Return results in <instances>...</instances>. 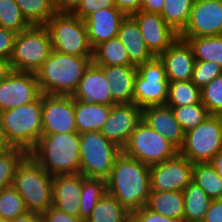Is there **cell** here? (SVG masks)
I'll return each instance as SVG.
<instances>
[{"label":"cell","instance_id":"cell-4","mask_svg":"<svg viewBox=\"0 0 222 222\" xmlns=\"http://www.w3.org/2000/svg\"><path fill=\"white\" fill-rule=\"evenodd\" d=\"M0 123L11 146L29 153L42 136V94L31 103L0 112Z\"/></svg>","mask_w":222,"mask_h":222},{"label":"cell","instance_id":"cell-6","mask_svg":"<svg viewBox=\"0 0 222 222\" xmlns=\"http://www.w3.org/2000/svg\"><path fill=\"white\" fill-rule=\"evenodd\" d=\"M79 173L86 178L107 179L122 149L100 131L80 134Z\"/></svg>","mask_w":222,"mask_h":222},{"label":"cell","instance_id":"cell-23","mask_svg":"<svg viewBox=\"0 0 222 222\" xmlns=\"http://www.w3.org/2000/svg\"><path fill=\"white\" fill-rule=\"evenodd\" d=\"M108 80L112 99L116 104L133 103L135 65L99 66Z\"/></svg>","mask_w":222,"mask_h":222},{"label":"cell","instance_id":"cell-9","mask_svg":"<svg viewBox=\"0 0 222 222\" xmlns=\"http://www.w3.org/2000/svg\"><path fill=\"white\" fill-rule=\"evenodd\" d=\"M179 150L166 138L141 120L130 135L122 153L151 166L174 157Z\"/></svg>","mask_w":222,"mask_h":222},{"label":"cell","instance_id":"cell-21","mask_svg":"<svg viewBox=\"0 0 222 222\" xmlns=\"http://www.w3.org/2000/svg\"><path fill=\"white\" fill-rule=\"evenodd\" d=\"M142 120L170 141L178 150L182 147L185 133L171 107L165 104L143 108Z\"/></svg>","mask_w":222,"mask_h":222},{"label":"cell","instance_id":"cell-32","mask_svg":"<svg viewBox=\"0 0 222 222\" xmlns=\"http://www.w3.org/2000/svg\"><path fill=\"white\" fill-rule=\"evenodd\" d=\"M192 182L201 187L212 200L222 198V178L209 162L193 164Z\"/></svg>","mask_w":222,"mask_h":222},{"label":"cell","instance_id":"cell-26","mask_svg":"<svg viewBox=\"0 0 222 222\" xmlns=\"http://www.w3.org/2000/svg\"><path fill=\"white\" fill-rule=\"evenodd\" d=\"M146 207L155 213L184 222V197L181 191H151Z\"/></svg>","mask_w":222,"mask_h":222},{"label":"cell","instance_id":"cell-18","mask_svg":"<svg viewBox=\"0 0 222 222\" xmlns=\"http://www.w3.org/2000/svg\"><path fill=\"white\" fill-rule=\"evenodd\" d=\"M126 16L117 7L103 8L89 14L84 21L92 49L117 37L120 25Z\"/></svg>","mask_w":222,"mask_h":222},{"label":"cell","instance_id":"cell-24","mask_svg":"<svg viewBox=\"0 0 222 222\" xmlns=\"http://www.w3.org/2000/svg\"><path fill=\"white\" fill-rule=\"evenodd\" d=\"M117 37L125 46L130 61L136 67L155 58L144 42L139 25L131 15L126 16L122 21Z\"/></svg>","mask_w":222,"mask_h":222},{"label":"cell","instance_id":"cell-3","mask_svg":"<svg viewBox=\"0 0 222 222\" xmlns=\"http://www.w3.org/2000/svg\"><path fill=\"white\" fill-rule=\"evenodd\" d=\"M80 134L78 132L42 134L28 153L50 175L79 173Z\"/></svg>","mask_w":222,"mask_h":222},{"label":"cell","instance_id":"cell-40","mask_svg":"<svg viewBox=\"0 0 222 222\" xmlns=\"http://www.w3.org/2000/svg\"><path fill=\"white\" fill-rule=\"evenodd\" d=\"M201 102L210 114H222V74L201 89Z\"/></svg>","mask_w":222,"mask_h":222},{"label":"cell","instance_id":"cell-8","mask_svg":"<svg viewBox=\"0 0 222 222\" xmlns=\"http://www.w3.org/2000/svg\"><path fill=\"white\" fill-rule=\"evenodd\" d=\"M52 49L81 57H93L85 21L70 13H55L45 24Z\"/></svg>","mask_w":222,"mask_h":222},{"label":"cell","instance_id":"cell-30","mask_svg":"<svg viewBox=\"0 0 222 222\" xmlns=\"http://www.w3.org/2000/svg\"><path fill=\"white\" fill-rule=\"evenodd\" d=\"M180 39L191 46L195 61H214L222 66V35Z\"/></svg>","mask_w":222,"mask_h":222},{"label":"cell","instance_id":"cell-10","mask_svg":"<svg viewBox=\"0 0 222 222\" xmlns=\"http://www.w3.org/2000/svg\"><path fill=\"white\" fill-rule=\"evenodd\" d=\"M169 81L165 66L159 57L137 66L134 78L133 103L141 109L165 105L168 98Z\"/></svg>","mask_w":222,"mask_h":222},{"label":"cell","instance_id":"cell-42","mask_svg":"<svg viewBox=\"0 0 222 222\" xmlns=\"http://www.w3.org/2000/svg\"><path fill=\"white\" fill-rule=\"evenodd\" d=\"M110 7H116L114 0H82L81 4L73 14L84 20L92 12Z\"/></svg>","mask_w":222,"mask_h":222},{"label":"cell","instance_id":"cell-11","mask_svg":"<svg viewBox=\"0 0 222 222\" xmlns=\"http://www.w3.org/2000/svg\"><path fill=\"white\" fill-rule=\"evenodd\" d=\"M221 150V118L211 114L196 128L185 133L179 153L194 164L209 162Z\"/></svg>","mask_w":222,"mask_h":222},{"label":"cell","instance_id":"cell-31","mask_svg":"<svg viewBox=\"0 0 222 222\" xmlns=\"http://www.w3.org/2000/svg\"><path fill=\"white\" fill-rule=\"evenodd\" d=\"M107 193L106 180L86 178L83 176V185L79 199V217L85 222L91 215L97 202Z\"/></svg>","mask_w":222,"mask_h":222},{"label":"cell","instance_id":"cell-52","mask_svg":"<svg viewBox=\"0 0 222 222\" xmlns=\"http://www.w3.org/2000/svg\"><path fill=\"white\" fill-rule=\"evenodd\" d=\"M13 71L10 61L0 60V83Z\"/></svg>","mask_w":222,"mask_h":222},{"label":"cell","instance_id":"cell-44","mask_svg":"<svg viewBox=\"0 0 222 222\" xmlns=\"http://www.w3.org/2000/svg\"><path fill=\"white\" fill-rule=\"evenodd\" d=\"M17 33L0 26V60L10 61Z\"/></svg>","mask_w":222,"mask_h":222},{"label":"cell","instance_id":"cell-29","mask_svg":"<svg viewBox=\"0 0 222 222\" xmlns=\"http://www.w3.org/2000/svg\"><path fill=\"white\" fill-rule=\"evenodd\" d=\"M92 63L96 66L134 65L118 37L97 45L93 49Z\"/></svg>","mask_w":222,"mask_h":222},{"label":"cell","instance_id":"cell-12","mask_svg":"<svg viewBox=\"0 0 222 222\" xmlns=\"http://www.w3.org/2000/svg\"><path fill=\"white\" fill-rule=\"evenodd\" d=\"M193 163L179 152L172 158L150 166L151 191H181L192 182Z\"/></svg>","mask_w":222,"mask_h":222},{"label":"cell","instance_id":"cell-22","mask_svg":"<svg viewBox=\"0 0 222 222\" xmlns=\"http://www.w3.org/2000/svg\"><path fill=\"white\" fill-rule=\"evenodd\" d=\"M83 175L66 174L53 176V206L58 210L79 217V199Z\"/></svg>","mask_w":222,"mask_h":222},{"label":"cell","instance_id":"cell-53","mask_svg":"<svg viewBox=\"0 0 222 222\" xmlns=\"http://www.w3.org/2000/svg\"><path fill=\"white\" fill-rule=\"evenodd\" d=\"M11 148H12V146L8 142L5 132H4V130L1 126V123H0V153L5 152Z\"/></svg>","mask_w":222,"mask_h":222},{"label":"cell","instance_id":"cell-5","mask_svg":"<svg viewBox=\"0 0 222 222\" xmlns=\"http://www.w3.org/2000/svg\"><path fill=\"white\" fill-rule=\"evenodd\" d=\"M12 186L30 212L41 214L53 204V176L29 154L18 165Z\"/></svg>","mask_w":222,"mask_h":222},{"label":"cell","instance_id":"cell-47","mask_svg":"<svg viewBox=\"0 0 222 222\" xmlns=\"http://www.w3.org/2000/svg\"><path fill=\"white\" fill-rule=\"evenodd\" d=\"M114 4L128 16L140 11L142 0H114Z\"/></svg>","mask_w":222,"mask_h":222},{"label":"cell","instance_id":"cell-48","mask_svg":"<svg viewBox=\"0 0 222 222\" xmlns=\"http://www.w3.org/2000/svg\"><path fill=\"white\" fill-rule=\"evenodd\" d=\"M82 0H54L56 13H70L73 14Z\"/></svg>","mask_w":222,"mask_h":222},{"label":"cell","instance_id":"cell-54","mask_svg":"<svg viewBox=\"0 0 222 222\" xmlns=\"http://www.w3.org/2000/svg\"><path fill=\"white\" fill-rule=\"evenodd\" d=\"M0 222H9V220L0 217Z\"/></svg>","mask_w":222,"mask_h":222},{"label":"cell","instance_id":"cell-55","mask_svg":"<svg viewBox=\"0 0 222 222\" xmlns=\"http://www.w3.org/2000/svg\"><path fill=\"white\" fill-rule=\"evenodd\" d=\"M220 116V118H221V126H222V114L221 115H219Z\"/></svg>","mask_w":222,"mask_h":222},{"label":"cell","instance_id":"cell-34","mask_svg":"<svg viewBox=\"0 0 222 222\" xmlns=\"http://www.w3.org/2000/svg\"><path fill=\"white\" fill-rule=\"evenodd\" d=\"M24 18L32 25H45L56 13L54 0H15Z\"/></svg>","mask_w":222,"mask_h":222},{"label":"cell","instance_id":"cell-13","mask_svg":"<svg viewBox=\"0 0 222 222\" xmlns=\"http://www.w3.org/2000/svg\"><path fill=\"white\" fill-rule=\"evenodd\" d=\"M222 35V0H195L179 38Z\"/></svg>","mask_w":222,"mask_h":222},{"label":"cell","instance_id":"cell-38","mask_svg":"<svg viewBox=\"0 0 222 222\" xmlns=\"http://www.w3.org/2000/svg\"><path fill=\"white\" fill-rule=\"evenodd\" d=\"M0 26L20 33L31 25L24 18L15 0H0Z\"/></svg>","mask_w":222,"mask_h":222},{"label":"cell","instance_id":"cell-49","mask_svg":"<svg viewBox=\"0 0 222 222\" xmlns=\"http://www.w3.org/2000/svg\"><path fill=\"white\" fill-rule=\"evenodd\" d=\"M164 0H142L140 11L162 14Z\"/></svg>","mask_w":222,"mask_h":222},{"label":"cell","instance_id":"cell-41","mask_svg":"<svg viewBox=\"0 0 222 222\" xmlns=\"http://www.w3.org/2000/svg\"><path fill=\"white\" fill-rule=\"evenodd\" d=\"M222 74V66L216 62L195 61L191 81L200 89Z\"/></svg>","mask_w":222,"mask_h":222},{"label":"cell","instance_id":"cell-25","mask_svg":"<svg viewBox=\"0 0 222 222\" xmlns=\"http://www.w3.org/2000/svg\"><path fill=\"white\" fill-rule=\"evenodd\" d=\"M111 106L75 100V124L77 132L83 134L100 131L108 119Z\"/></svg>","mask_w":222,"mask_h":222},{"label":"cell","instance_id":"cell-2","mask_svg":"<svg viewBox=\"0 0 222 222\" xmlns=\"http://www.w3.org/2000/svg\"><path fill=\"white\" fill-rule=\"evenodd\" d=\"M92 57H81L52 50L36 72L41 94L72 96Z\"/></svg>","mask_w":222,"mask_h":222},{"label":"cell","instance_id":"cell-20","mask_svg":"<svg viewBox=\"0 0 222 222\" xmlns=\"http://www.w3.org/2000/svg\"><path fill=\"white\" fill-rule=\"evenodd\" d=\"M72 98L86 103L116 104L112 99L104 71L93 63L85 70Z\"/></svg>","mask_w":222,"mask_h":222},{"label":"cell","instance_id":"cell-14","mask_svg":"<svg viewBox=\"0 0 222 222\" xmlns=\"http://www.w3.org/2000/svg\"><path fill=\"white\" fill-rule=\"evenodd\" d=\"M77 132L72 96L42 94V134Z\"/></svg>","mask_w":222,"mask_h":222},{"label":"cell","instance_id":"cell-51","mask_svg":"<svg viewBox=\"0 0 222 222\" xmlns=\"http://www.w3.org/2000/svg\"><path fill=\"white\" fill-rule=\"evenodd\" d=\"M212 167L217 172L218 176L222 178V150L216 153L213 158L209 161Z\"/></svg>","mask_w":222,"mask_h":222},{"label":"cell","instance_id":"cell-45","mask_svg":"<svg viewBox=\"0 0 222 222\" xmlns=\"http://www.w3.org/2000/svg\"><path fill=\"white\" fill-rule=\"evenodd\" d=\"M40 215L42 222H84L80 217L64 213L53 205Z\"/></svg>","mask_w":222,"mask_h":222},{"label":"cell","instance_id":"cell-46","mask_svg":"<svg viewBox=\"0 0 222 222\" xmlns=\"http://www.w3.org/2000/svg\"><path fill=\"white\" fill-rule=\"evenodd\" d=\"M202 222H222V198L212 200Z\"/></svg>","mask_w":222,"mask_h":222},{"label":"cell","instance_id":"cell-39","mask_svg":"<svg viewBox=\"0 0 222 222\" xmlns=\"http://www.w3.org/2000/svg\"><path fill=\"white\" fill-rule=\"evenodd\" d=\"M28 212L23 198L13 186L0 190V217L11 220Z\"/></svg>","mask_w":222,"mask_h":222},{"label":"cell","instance_id":"cell-43","mask_svg":"<svg viewBox=\"0 0 222 222\" xmlns=\"http://www.w3.org/2000/svg\"><path fill=\"white\" fill-rule=\"evenodd\" d=\"M131 222H182L176 219L158 214L143 206L141 209L131 212Z\"/></svg>","mask_w":222,"mask_h":222},{"label":"cell","instance_id":"cell-19","mask_svg":"<svg viewBox=\"0 0 222 222\" xmlns=\"http://www.w3.org/2000/svg\"><path fill=\"white\" fill-rule=\"evenodd\" d=\"M169 82L191 80L195 57L187 41L178 39L159 56Z\"/></svg>","mask_w":222,"mask_h":222},{"label":"cell","instance_id":"cell-37","mask_svg":"<svg viewBox=\"0 0 222 222\" xmlns=\"http://www.w3.org/2000/svg\"><path fill=\"white\" fill-rule=\"evenodd\" d=\"M171 108L184 133L196 128L211 115L202 103Z\"/></svg>","mask_w":222,"mask_h":222},{"label":"cell","instance_id":"cell-28","mask_svg":"<svg viewBox=\"0 0 222 222\" xmlns=\"http://www.w3.org/2000/svg\"><path fill=\"white\" fill-rule=\"evenodd\" d=\"M85 222H131V213L107 192L97 202Z\"/></svg>","mask_w":222,"mask_h":222},{"label":"cell","instance_id":"cell-36","mask_svg":"<svg viewBox=\"0 0 222 222\" xmlns=\"http://www.w3.org/2000/svg\"><path fill=\"white\" fill-rule=\"evenodd\" d=\"M27 155L25 150L17 147L0 153V190L13 185L16 169Z\"/></svg>","mask_w":222,"mask_h":222},{"label":"cell","instance_id":"cell-16","mask_svg":"<svg viewBox=\"0 0 222 222\" xmlns=\"http://www.w3.org/2000/svg\"><path fill=\"white\" fill-rule=\"evenodd\" d=\"M141 120L142 109L139 106L134 103L115 104L111 106L100 133L122 149Z\"/></svg>","mask_w":222,"mask_h":222},{"label":"cell","instance_id":"cell-15","mask_svg":"<svg viewBox=\"0 0 222 222\" xmlns=\"http://www.w3.org/2000/svg\"><path fill=\"white\" fill-rule=\"evenodd\" d=\"M40 95L36 73L13 70L0 83V112L31 103Z\"/></svg>","mask_w":222,"mask_h":222},{"label":"cell","instance_id":"cell-17","mask_svg":"<svg viewBox=\"0 0 222 222\" xmlns=\"http://www.w3.org/2000/svg\"><path fill=\"white\" fill-rule=\"evenodd\" d=\"M131 16L139 25L144 42L155 57H159L178 39V33L160 14L138 11Z\"/></svg>","mask_w":222,"mask_h":222},{"label":"cell","instance_id":"cell-33","mask_svg":"<svg viewBox=\"0 0 222 222\" xmlns=\"http://www.w3.org/2000/svg\"><path fill=\"white\" fill-rule=\"evenodd\" d=\"M195 0H164L161 16L178 34L185 28Z\"/></svg>","mask_w":222,"mask_h":222},{"label":"cell","instance_id":"cell-7","mask_svg":"<svg viewBox=\"0 0 222 222\" xmlns=\"http://www.w3.org/2000/svg\"><path fill=\"white\" fill-rule=\"evenodd\" d=\"M52 42L45 25H32L17 33L10 64L14 71L36 73L52 52Z\"/></svg>","mask_w":222,"mask_h":222},{"label":"cell","instance_id":"cell-35","mask_svg":"<svg viewBox=\"0 0 222 222\" xmlns=\"http://www.w3.org/2000/svg\"><path fill=\"white\" fill-rule=\"evenodd\" d=\"M195 103H202L201 89L191 80L169 82L167 106L180 107Z\"/></svg>","mask_w":222,"mask_h":222},{"label":"cell","instance_id":"cell-27","mask_svg":"<svg viewBox=\"0 0 222 222\" xmlns=\"http://www.w3.org/2000/svg\"><path fill=\"white\" fill-rule=\"evenodd\" d=\"M183 197L184 222H202L212 199L193 182L183 190Z\"/></svg>","mask_w":222,"mask_h":222},{"label":"cell","instance_id":"cell-50","mask_svg":"<svg viewBox=\"0 0 222 222\" xmlns=\"http://www.w3.org/2000/svg\"><path fill=\"white\" fill-rule=\"evenodd\" d=\"M9 222H42L40 213L28 211L26 214L18 216Z\"/></svg>","mask_w":222,"mask_h":222},{"label":"cell","instance_id":"cell-1","mask_svg":"<svg viewBox=\"0 0 222 222\" xmlns=\"http://www.w3.org/2000/svg\"><path fill=\"white\" fill-rule=\"evenodd\" d=\"M107 192L130 213L146 206L150 192V166L121 153L106 179Z\"/></svg>","mask_w":222,"mask_h":222}]
</instances>
